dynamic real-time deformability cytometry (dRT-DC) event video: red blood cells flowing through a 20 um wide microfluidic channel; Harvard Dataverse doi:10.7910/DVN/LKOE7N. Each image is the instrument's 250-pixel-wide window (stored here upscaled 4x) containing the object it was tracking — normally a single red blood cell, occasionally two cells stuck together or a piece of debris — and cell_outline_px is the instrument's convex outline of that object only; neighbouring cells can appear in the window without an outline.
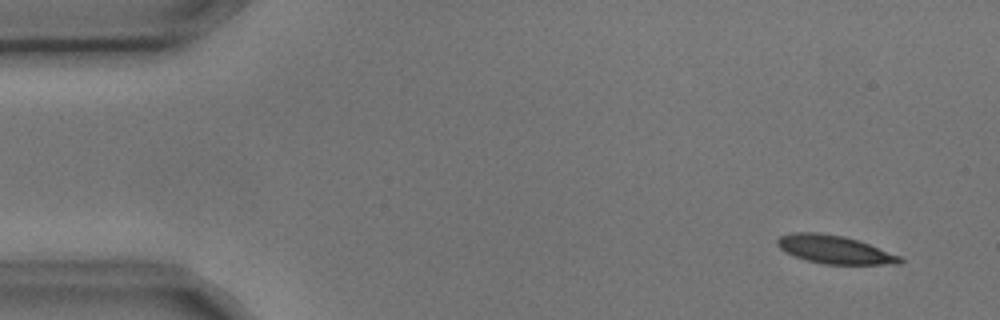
{"species": "common noctule bat (a hibernating species)", "species_latin": "Nyctalus noctula", "temperature_condition": "cold", "stored_images_in_passage": 4, "camera_frame_rate_fps": 3000, "um_per_image_px": 0.085, "animal": {"sex": "male", "body_mass_g": 17.9, "forearm_length_mm": 54.2}, "frame": {"image": 1, "passage_image": 1, "time_ms": 0.0, "image_size_px": [1000, 320], "cell_outline_px": [[904, 260], [900, 264], [824, 264], [808, 260], [784, 252], [776, 244], [776, 240], [780, 236], [792, 232], [816, 232], [844, 236], [868, 244], [900, 256]], "centroid_in_image_um": [70.9, 21.2], "position_along_channel_um": 14.1, "area_um2": 19.94}}
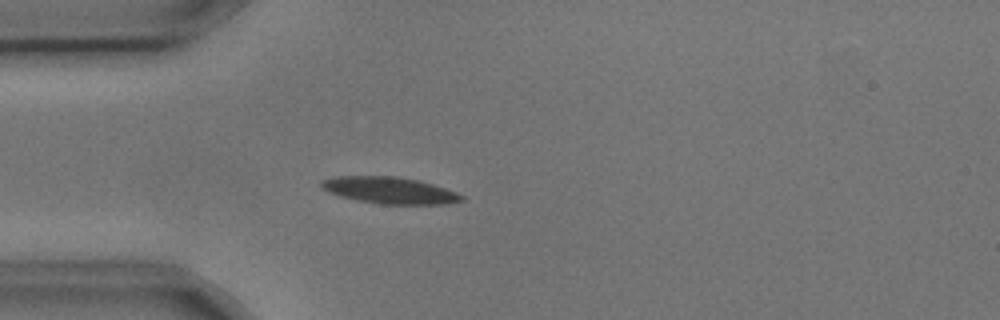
{"frame": {"image": 2, "passage_image": 4, "time_ms": 1.0, "image_size_px": [1000, 320], "cell_outline_px": [[464, 200], [448, 204], [380, 204], [356, 200], [340, 196], [328, 192], [320, 184], [320, 180], [336, 176], [396, 176], [416, 180], [432, 184], [456, 192], [464, 196]], "centroid_in_image_um": [33.1, 16.18], "position_along_channel_um": 51.9, "area_um2": 21.73}}